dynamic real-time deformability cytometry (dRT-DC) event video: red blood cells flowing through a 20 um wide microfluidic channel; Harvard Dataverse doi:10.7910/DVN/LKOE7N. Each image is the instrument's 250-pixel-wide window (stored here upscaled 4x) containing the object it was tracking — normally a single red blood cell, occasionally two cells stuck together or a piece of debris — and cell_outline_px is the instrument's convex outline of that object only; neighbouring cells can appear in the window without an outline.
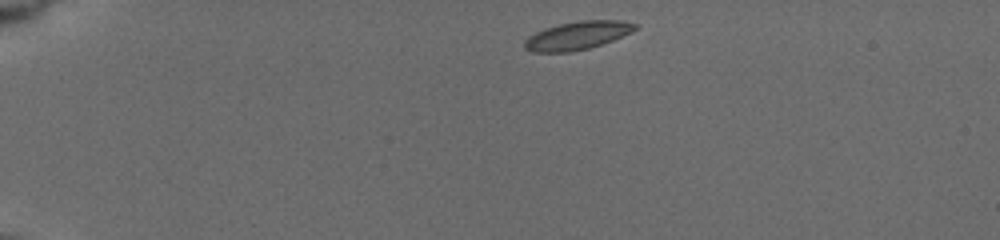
{"species": "common noctule bat (a hibernating species)", "species_latin": "Nyctalus noctula", "temperature_condition": "cold", "stored_images_in_passage": 9, "camera_frame_rate_fps": 3000, "um_per_image_px": 0.085, "animal": {"sex": "female", "body_mass_g": 19.5, "forearm_length_mm": 54.1}, "frame": {"image": 1, "passage_image": 1, "time_ms": 0.0, "image_size_px": [1000, 240], "cell_outline_px": [[636, 28], [612, 40], [588, 48], [568, 52], [532, 52], [524, 48], [524, 40], [528, 36], [544, 28], [560, 24], [580, 20], [620, 20], [636, 24]], "centroid_in_image_um": [49.0, 3.02], "position_along_channel_um": 36.0, "area_um2": 17.86}}
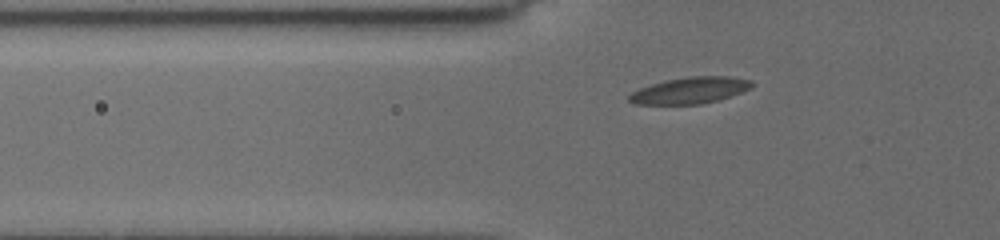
{"frame": {"image": 2, "passage_image": 7, "time_ms": 2.667, "image_size_px": [1000, 240], "cell_outline_px": [[756, 84], [752, 88], [716, 100], [700, 104], [636, 104], [628, 100], [628, 96], [632, 92], [640, 88], [664, 80], [688, 76], [728, 76], [752, 80]], "centroid_in_image_um": [58.67, 7.67], "position_along_channel_um": 67.1, "area_um2": 18.84}}
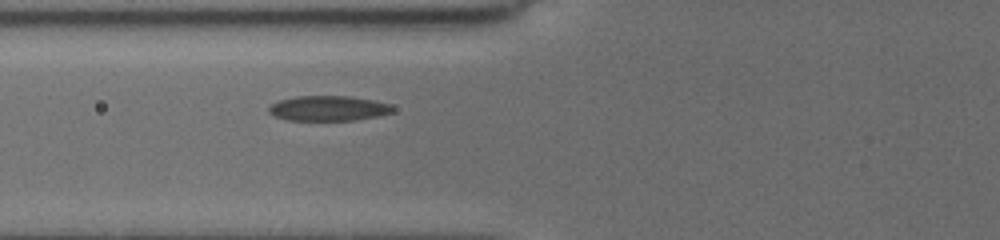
{"frame": {"image": 3, "passage_image": 9, "time_ms": 3.667, "image_size_px": [1000, 240], "cell_outline_px": [[392, 112], [376, 116], [352, 120], [288, 120], [276, 116], [268, 112], [268, 108], [276, 100], [296, 96], [352, 96], [392, 104]], "centroid_in_image_um": [27.87, 9.19], "position_along_channel_um": 97.9, "area_um2": 18.03}}